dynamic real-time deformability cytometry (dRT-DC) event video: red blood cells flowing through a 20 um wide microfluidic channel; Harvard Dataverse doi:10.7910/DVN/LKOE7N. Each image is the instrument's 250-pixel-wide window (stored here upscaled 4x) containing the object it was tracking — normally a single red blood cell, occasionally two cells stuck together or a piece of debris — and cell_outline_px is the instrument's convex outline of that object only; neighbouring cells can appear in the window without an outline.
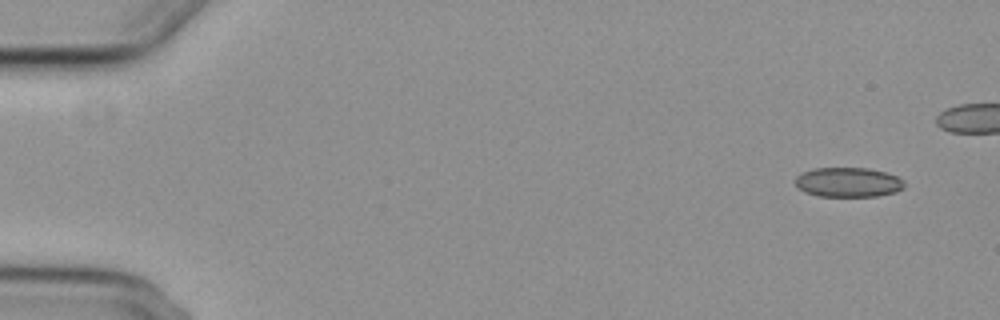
{"species": "common noctule bat (a hibernating species)", "species_latin": "Nyctalus noctula", "temperature_condition": "cold", "stored_images_in_passage": 6, "camera_frame_rate_fps": 3000, "um_per_image_px": 0.085, "animal": {"sex": "female", "body_mass_g": 29.2, "forearm_length_mm": 56.3}, "frame": {"image": 1, "passage_image": 1, "time_ms": 0.0, "image_size_px": [1000, 320], "cell_outline_px": [[904, 188], [896, 192], [876, 196], [820, 196], [804, 192], [796, 184], [796, 176], [812, 168], [868, 168], [884, 172], [896, 176], [904, 180]], "centroid_in_image_um": [72.11, 15.49], "position_along_channel_um": 12.9, "area_um2": 18.73}}